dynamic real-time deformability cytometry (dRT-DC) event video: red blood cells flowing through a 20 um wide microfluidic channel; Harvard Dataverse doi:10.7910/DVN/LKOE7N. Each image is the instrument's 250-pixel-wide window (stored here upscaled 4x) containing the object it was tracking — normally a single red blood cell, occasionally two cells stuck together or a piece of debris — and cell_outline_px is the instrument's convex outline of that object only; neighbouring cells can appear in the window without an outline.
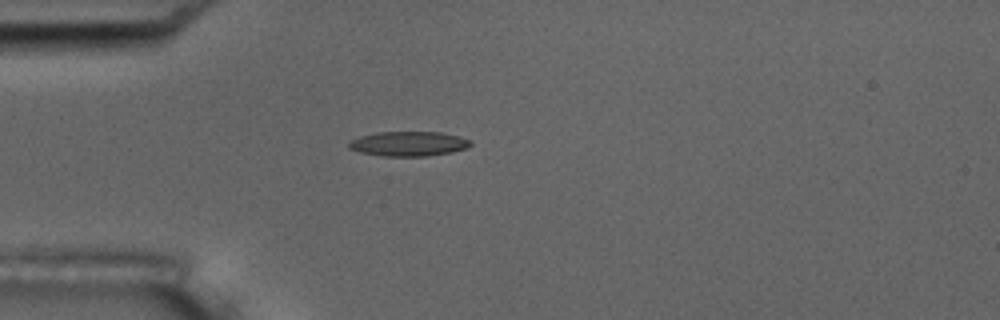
{"species": "common noctule bat (a hibernating species)", "species_latin": "Nyctalus noctula", "temperature_condition": "room temperature", "stored_images_in_passage": 40, "camera_frame_rate_fps": 3000, "um_per_image_px": 0.085, "animal": {"sex": "male", "body_mass_g": 17.5, "forearm_length_mm": 52.3}, "frame": {"image": 1, "passage_image": 1, "time_ms": 0.0, "image_size_px": [1000, 320], "cell_outline_px": [[472, 144], [464, 148], [452, 152], [428, 156], [384, 156], [360, 152], [348, 148], [348, 140], [360, 136], [376, 132], [440, 132], [472, 140]], "centroid_in_image_um": [34.68, 12.22], "position_along_channel_um": 50.3, "area_um2": 17.51}}
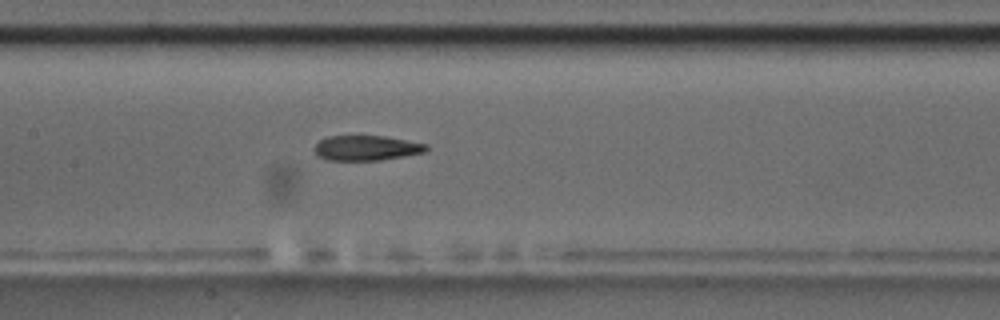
{"frame": {"image": 2, "passage_image": 12, "time_ms": 3.667, "image_size_px": [1000, 320], "cell_outline_px": [[428, 148], [424, 152], [404, 156], [380, 160], [328, 160], [320, 156], [312, 148], [320, 140], [328, 136], [384, 136], [428, 144]], "centroid_in_image_um": [31.15, 12.57], "position_along_channel_um": 176.3, "area_um2": 16.18}, "authors_computed_cell_mechanics": {"area_um2": 17.3111, "velocity_mm_per_s": 3.7453, "shape_relaxation_time_tau1_ms": 8.5029, "shape_relaxation_time_tau2_ms": 4.6589, "deformation_change_tau1": 0.2359, "deformation_change_tau2": 0.1435}}